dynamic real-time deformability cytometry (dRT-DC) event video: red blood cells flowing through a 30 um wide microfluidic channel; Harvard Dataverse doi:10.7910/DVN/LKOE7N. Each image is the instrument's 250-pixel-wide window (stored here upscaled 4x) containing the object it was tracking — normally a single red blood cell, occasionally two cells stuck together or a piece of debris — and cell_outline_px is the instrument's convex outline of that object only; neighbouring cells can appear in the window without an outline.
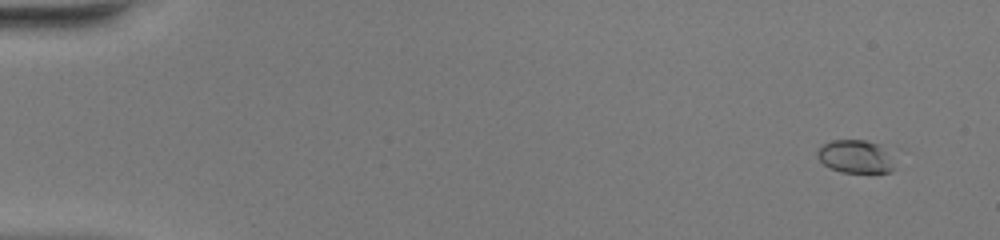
{"species": "common noctule bat (a hibernating species)", "species_latin": "Nyctalus noctula", "temperature_condition": "warm", "stored_images_in_passage": 52, "camera_frame_rate_fps": 3000, "um_per_image_px": 0.085, "animal": {"sex": "female", "body_mass_g": 20.0, "forearm_length_mm": 54.0}, "frame": {"image": 1, "passage_image": 4, "time_ms": 1.0, "image_size_px": [1000, 240], "cell_outline_px": [[896, 168], [892, 172], [840, 172], [828, 168], [816, 156], [816, 152], [820, 144], [832, 140], [864, 140], [880, 144]], "centroid_in_image_um": [72.64, 13.31], "position_along_channel_um": 12.4, "area_um2": 14.91}}
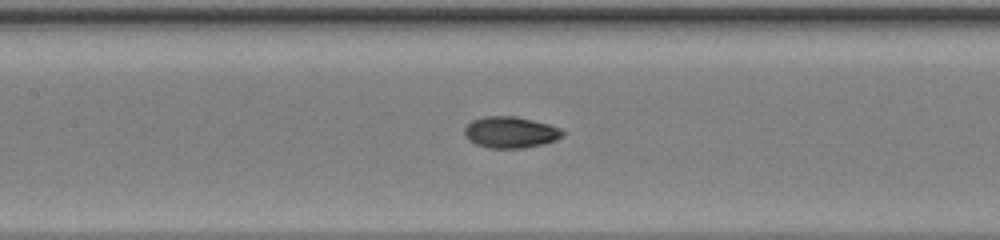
{"frame": {"image": 2, "passage_image": 26, "time_ms": 8.333, "image_size_px": [1000, 240], "cell_outline_px": [[564, 136], [556, 140], [544, 144], [524, 148], [488, 148], [476, 144], [468, 140], [464, 136], [464, 128], [472, 120], [484, 116], [512, 116], [532, 120], [548, 124], [560, 128], [564, 132]], "centroid_in_image_um": [43.38, 11.25], "position_along_channel_um": 164.0, "area_um2": 18.03}}
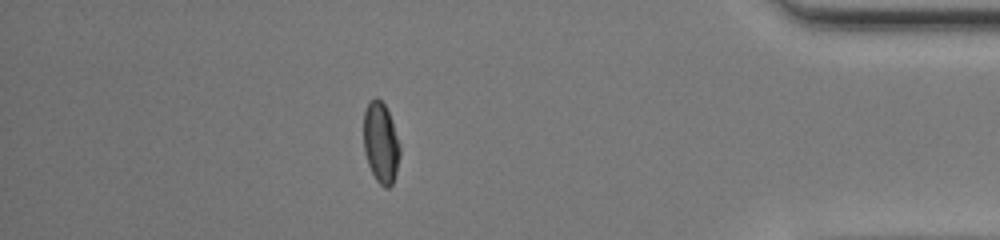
{"frame": {"image": 3, "passage_image": 46, "time_ms": 15.0, "image_size_px": [1000, 240], "cell_outline_px": [[400, 156], [396, 172], [392, 184], [388, 188], [384, 188], [376, 180], [368, 164], [364, 152], [364, 112], [368, 100], [376, 96], [384, 104], [392, 120], [400, 144]], "centroid_in_image_um": [32.37, 12.12], "position_along_channel_um": 402.8, "area_um2": 17.22}, "authors_computed_cell_mechanics": {"area_um2": 17.0799, "velocity_mm_per_s": 4.1393, "shape_relaxation_time_tau1_ms": 2.9875, "shape_relaxation_time_tau2_ms": 1.4478, "deformation_change_tau1": 0.1771, "deformation_change_tau2": 0.0501}}